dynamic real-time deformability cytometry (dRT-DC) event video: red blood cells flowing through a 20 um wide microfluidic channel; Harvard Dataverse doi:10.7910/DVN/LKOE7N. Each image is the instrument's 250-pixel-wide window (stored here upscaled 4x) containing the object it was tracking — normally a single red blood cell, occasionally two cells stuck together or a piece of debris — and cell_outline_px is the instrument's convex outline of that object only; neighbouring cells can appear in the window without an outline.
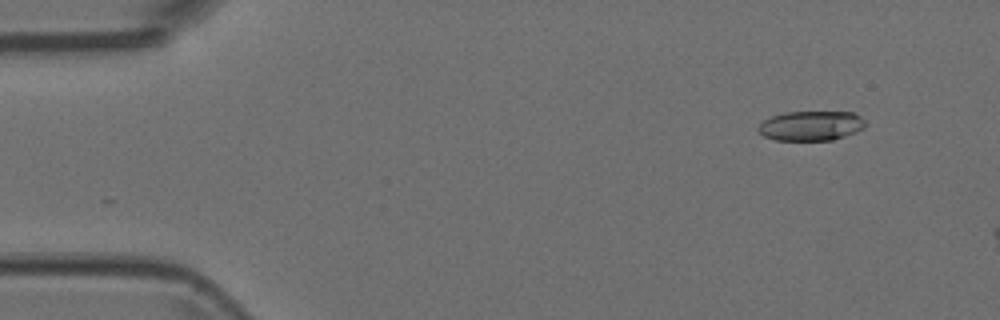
{"species": "Egyptian fruit bat (a non-hibernating species)", "species_latin": "Rousettus aegyptiacus", "temperature_condition": "room temperature", "stored_images_in_passage": 2, "camera_frame_rate_fps": 3000, "um_per_image_px": 0.085, "animal": {"sex": "female"}, "frame": {"image": 1, "passage_image": 2, "time_ms": 0.333, "image_size_px": [1000, 320], "cell_outline_px": [[864, 128], [856, 132], [832, 140], [776, 140], [764, 136], [756, 128], [764, 120], [772, 116], [784, 112], [852, 112], [860, 116], [864, 120]], "centroid_in_image_um": [68.93, 10.69], "position_along_channel_um": 16.1, "area_um2": 18.44}}